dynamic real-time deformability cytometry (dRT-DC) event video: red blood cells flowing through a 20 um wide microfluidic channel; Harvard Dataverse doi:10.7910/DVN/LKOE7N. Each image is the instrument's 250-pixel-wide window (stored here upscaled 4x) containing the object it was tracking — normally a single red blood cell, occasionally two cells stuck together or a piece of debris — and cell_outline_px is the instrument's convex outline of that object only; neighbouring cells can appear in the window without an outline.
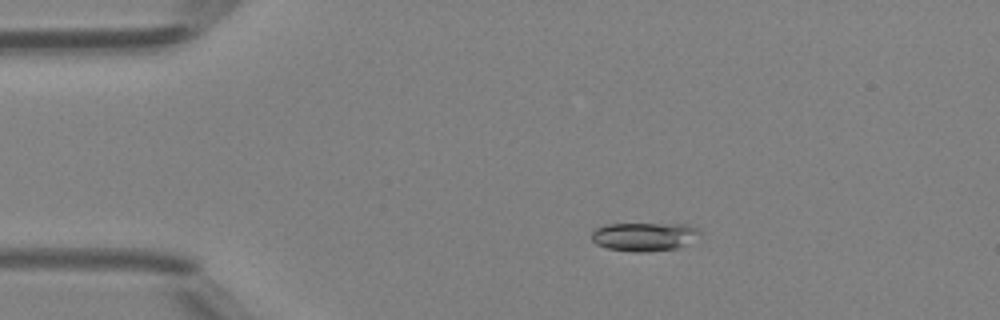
{"species": "Egyptian fruit bat (a non-hibernating species)", "species_latin": "Rousettus aegyptiacus", "temperature_condition": "room temperature", "stored_images_in_passage": 41, "camera_frame_rate_fps": 3000, "um_per_image_px": 0.085, "animal": {"sex": "female"}, "frame": {"image": 1, "passage_image": 2, "time_ms": 0.333, "image_size_px": [1000, 320], "cell_outline_px": [[700, 232], [684, 244], [676, 248], [648, 252], [636, 252], [608, 248], [596, 244], [592, 240], [592, 232], [596, 228], [608, 224], [688, 224], [696, 228]], "centroid_in_image_um": [54.7, 20.11], "position_along_channel_um": 30.3, "area_um2": 17.63}}
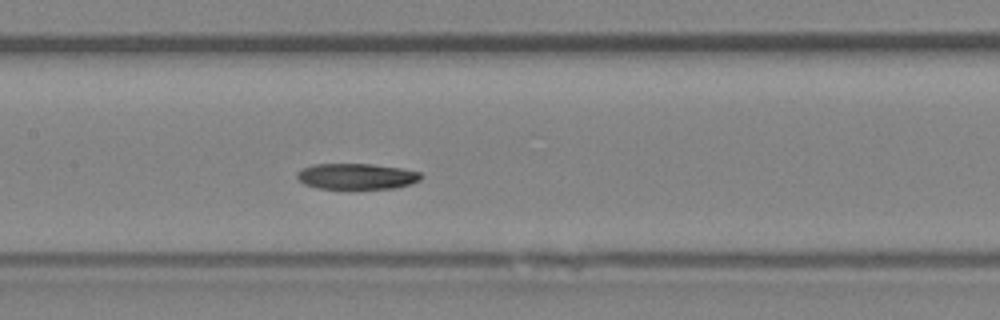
{"frame": {"image": 2, "passage_image": 15, "time_ms": 4.667, "image_size_px": [1000, 320], "cell_outline_px": [[424, 176], [420, 180], [412, 184], [396, 188], [352, 192], [316, 188], [304, 184], [296, 176], [296, 172], [312, 164], [372, 164], [400, 168], [420, 172]], "centroid_in_image_um": [30.32, 15.05], "position_along_channel_um": 177.1, "area_um2": 19.83}}
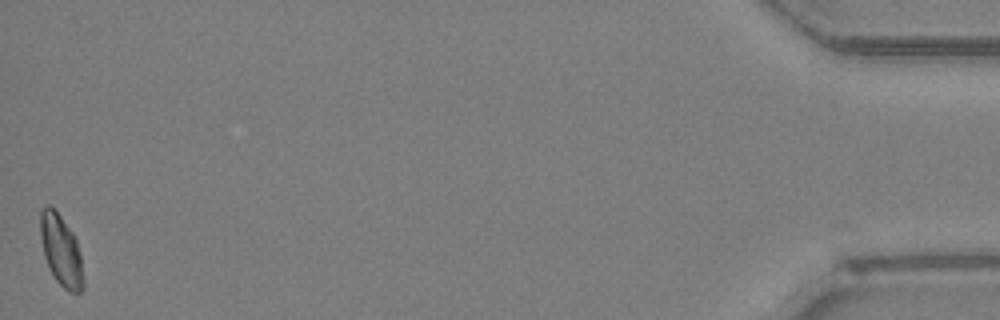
{"frame": {"image": 3, "passage_image": 41, "time_ms": 13.333, "image_size_px": [1000, 320], "cell_outline_px": [[84, 288], [80, 292], [72, 292], [64, 288], [56, 280], [44, 256], [40, 236], [40, 212], [48, 204], [60, 216], [72, 232], [76, 240], [80, 252], [84, 280]], "centroid_in_image_um": [5.2, 21.31], "position_along_channel_um": 430.0, "area_um2": 17.51}, "authors_computed_cell_mechanics": {"area_um2": 19.074, "velocity_mm_per_s": 4.1428, "shape_relaxation_time_tau1_ms": 3.8142, "shape_relaxation_time_tau2_ms": 7.35, "deformation_change_tau1": 0.1116, "deformation_change_tau2": 0.1113}}